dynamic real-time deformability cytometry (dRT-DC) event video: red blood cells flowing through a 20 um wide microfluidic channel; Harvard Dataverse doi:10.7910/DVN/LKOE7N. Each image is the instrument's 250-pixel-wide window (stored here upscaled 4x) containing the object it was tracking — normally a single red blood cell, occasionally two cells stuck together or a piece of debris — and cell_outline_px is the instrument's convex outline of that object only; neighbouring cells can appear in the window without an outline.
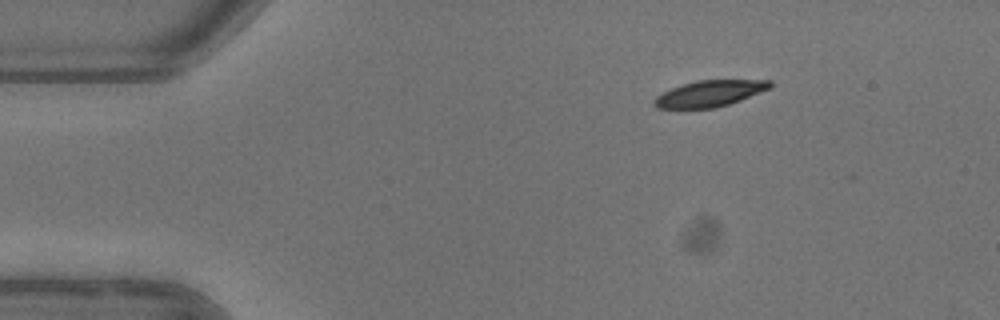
{"species": "common noctule bat (a hibernating species)", "species_latin": "Nyctalus noctula", "temperature_condition": "warm", "stored_images_in_passage": 3, "camera_frame_rate_fps": 3000, "um_per_image_px": 0.085, "animal": {"sex": "female"}, "frame": {"image": 1, "passage_image": 1, "time_ms": 0.0, "image_size_px": [1000, 320], "cell_outline_px": [[772, 88], [740, 100], [716, 108], [656, 108], [652, 104], [652, 100], [656, 96], [672, 88], [696, 80], [772, 80]], "centroid_in_image_um": [60.33, 7.95], "position_along_channel_um": 24.7, "area_um2": 17.69}}